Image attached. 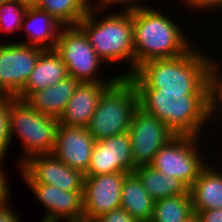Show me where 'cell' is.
<instances>
[{"mask_svg": "<svg viewBox=\"0 0 222 222\" xmlns=\"http://www.w3.org/2000/svg\"><path fill=\"white\" fill-rule=\"evenodd\" d=\"M19 168L26 183L50 184L64 191L83 190L84 174L53 154L31 156Z\"/></svg>", "mask_w": 222, "mask_h": 222, "instance_id": "cell-11", "label": "cell"}, {"mask_svg": "<svg viewBox=\"0 0 222 222\" xmlns=\"http://www.w3.org/2000/svg\"><path fill=\"white\" fill-rule=\"evenodd\" d=\"M127 173L84 176L83 222H94L100 216L121 206V192Z\"/></svg>", "mask_w": 222, "mask_h": 222, "instance_id": "cell-12", "label": "cell"}, {"mask_svg": "<svg viewBox=\"0 0 222 222\" xmlns=\"http://www.w3.org/2000/svg\"><path fill=\"white\" fill-rule=\"evenodd\" d=\"M9 126L11 142L18 135L23 144L24 157L18 165L37 154H52L59 126L57 118L41 114L25 101L10 96Z\"/></svg>", "mask_w": 222, "mask_h": 222, "instance_id": "cell-6", "label": "cell"}, {"mask_svg": "<svg viewBox=\"0 0 222 222\" xmlns=\"http://www.w3.org/2000/svg\"><path fill=\"white\" fill-rule=\"evenodd\" d=\"M113 83H80L58 119L59 124L68 127H87L100 97Z\"/></svg>", "mask_w": 222, "mask_h": 222, "instance_id": "cell-15", "label": "cell"}, {"mask_svg": "<svg viewBox=\"0 0 222 222\" xmlns=\"http://www.w3.org/2000/svg\"><path fill=\"white\" fill-rule=\"evenodd\" d=\"M120 207L138 222H149L151 219L154 200L134 172L124 178Z\"/></svg>", "mask_w": 222, "mask_h": 222, "instance_id": "cell-20", "label": "cell"}, {"mask_svg": "<svg viewBox=\"0 0 222 222\" xmlns=\"http://www.w3.org/2000/svg\"><path fill=\"white\" fill-rule=\"evenodd\" d=\"M91 3V0H42L38 8L67 27L77 26L88 13Z\"/></svg>", "mask_w": 222, "mask_h": 222, "instance_id": "cell-22", "label": "cell"}, {"mask_svg": "<svg viewBox=\"0 0 222 222\" xmlns=\"http://www.w3.org/2000/svg\"><path fill=\"white\" fill-rule=\"evenodd\" d=\"M207 164L189 187L195 213L201 210L222 209V172Z\"/></svg>", "mask_w": 222, "mask_h": 222, "instance_id": "cell-19", "label": "cell"}, {"mask_svg": "<svg viewBox=\"0 0 222 222\" xmlns=\"http://www.w3.org/2000/svg\"><path fill=\"white\" fill-rule=\"evenodd\" d=\"M137 107L138 94L134 84L128 77H119L100 97L86 128L96 141L124 134Z\"/></svg>", "mask_w": 222, "mask_h": 222, "instance_id": "cell-5", "label": "cell"}, {"mask_svg": "<svg viewBox=\"0 0 222 222\" xmlns=\"http://www.w3.org/2000/svg\"><path fill=\"white\" fill-rule=\"evenodd\" d=\"M27 6L18 0L0 4V32L13 33L22 29Z\"/></svg>", "mask_w": 222, "mask_h": 222, "instance_id": "cell-26", "label": "cell"}, {"mask_svg": "<svg viewBox=\"0 0 222 222\" xmlns=\"http://www.w3.org/2000/svg\"><path fill=\"white\" fill-rule=\"evenodd\" d=\"M112 173H132L133 164L131 142L128 133L110 137Z\"/></svg>", "mask_w": 222, "mask_h": 222, "instance_id": "cell-24", "label": "cell"}, {"mask_svg": "<svg viewBox=\"0 0 222 222\" xmlns=\"http://www.w3.org/2000/svg\"><path fill=\"white\" fill-rule=\"evenodd\" d=\"M26 184L47 210L41 222H83V190L64 191L50 184Z\"/></svg>", "mask_w": 222, "mask_h": 222, "instance_id": "cell-13", "label": "cell"}, {"mask_svg": "<svg viewBox=\"0 0 222 222\" xmlns=\"http://www.w3.org/2000/svg\"><path fill=\"white\" fill-rule=\"evenodd\" d=\"M62 27L47 12L38 7H28L22 23V29L26 32L28 39L21 44L55 49Z\"/></svg>", "mask_w": 222, "mask_h": 222, "instance_id": "cell-18", "label": "cell"}, {"mask_svg": "<svg viewBox=\"0 0 222 222\" xmlns=\"http://www.w3.org/2000/svg\"><path fill=\"white\" fill-rule=\"evenodd\" d=\"M10 96H0V161H3L11 146Z\"/></svg>", "mask_w": 222, "mask_h": 222, "instance_id": "cell-28", "label": "cell"}, {"mask_svg": "<svg viewBox=\"0 0 222 222\" xmlns=\"http://www.w3.org/2000/svg\"><path fill=\"white\" fill-rule=\"evenodd\" d=\"M135 167L147 166L175 134L157 117L137 107L127 131Z\"/></svg>", "mask_w": 222, "mask_h": 222, "instance_id": "cell-9", "label": "cell"}, {"mask_svg": "<svg viewBox=\"0 0 222 222\" xmlns=\"http://www.w3.org/2000/svg\"><path fill=\"white\" fill-rule=\"evenodd\" d=\"M198 140L200 138L194 136L175 135L157 152L150 166L165 176L179 178L190 187L207 164L199 152L200 147H196Z\"/></svg>", "mask_w": 222, "mask_h": 222, "instance_id": "cell-8", "label": "cell"}, {"mask_svg": "<svg viewBox=\"0 0 222 222\" xmlns=\"http://www.w3.org/2000/svg\"><path fill=\"white\" fill-rule=\"evenodd\" d=\"M143 1H147V0H97V2L95 0L94 1L95 3L91 4V6L95 4L93 7L99 9L103 13V10H107V8L109 9V6L110 7L114 5L117 6L119 3L122 5L125 4V8H123L125 12H133V11H137V10L148 7V6H144V4H141L143 3Z\"/></svg>", "mask_w": 222, "mask_h": 222, "instance_id": "cell-29", "label": "cell"}, {"mask_svg": "<svg viewBox=\"0 0 222 222\" xmlns=\"http://www.w3.org/2000/svg\"><path fill=\"white\" fill-rule=\"evenodd\" d=\"M27 7H38L42 0H18Z\"/></svg>", "mask_w": 222, "mask_h": 222, "instance_id": "cell-35", "label": "cell"}, {"mask_svg": "<svg viewBox=\"0 0 222 222\" xmlns=\"http://www.w3.org/2000/svg\"><path fill=\"white\" fill-rule=\"evenodd\" d=\"M197 214L201 222H222V209L201 210Z\"/></svg>", "mask_w": 222, "mask_h": 222, "instance_id": "cell-33", "label": "cell"}, {"mask_svg": "<svg viewBox=\"0 0 222 222\" xmlns=\"http://www.w3.org/2000/svg\"><path fill=\"white\" fill-rule=\"evenodd\" d=\"M215 61L216 60H212L207 71V102L209 120L211 117L218 116V113L219 116L220 114L222 115V113L219 112L221 110L220 105L222 106V76L220 77L219 74V61H216L217 63ZM215 112L217 113L216 116Z\"/></svg>", "mask_w": 222, "mask_h": 222, "instance_id": "cell-25", "label": "cell"}, {"mask_svg": "<svg viewBox=\"0 0 222 222\" xmlns=\"http://www.w3.org/2000/svg\"><path fill=\"white\" fill-rule=\"evenodd\" d=\"M44 50L21 42L0 44V96L20 93Z\"/></svg>", "mask_w": 222, "mask_h": 222, "instance_id": "cell-10", "label": "cell"}, {"mask_svg": "<svg viewBox=\"0 0 222 222\" xmlns=\"http://www.w3.org/2000/svg\"><path fill=\"white\" fill-rule=\"evenodd\" d=\"M55 50L65 63L68 76L81 83L115 82L119 78L115 76L110 80H100L96 77L104 61L97 55L87 35L78 25L61 28Z\"/></svg>", "mask_w": 222, "mask_h": 222, "instance_id": "cell-7", "label": "cell"}, {"mask_svg": "<svg viewBox=\"0 0 222 222\" xmlns=\"http://www.w3.org/2000/svg\"><path fill=\"white\" fill-rule=\"evenodd\" d=\"M183 222H201V219L198 216V214L194 212L190 217H188Z\"/></svg>", "mask_w": 222, "mask_h": 222, "instance_id": "cell-36", "label": "cell"}, {"mask_svg": "<svg viewBox=\"0 0 222 222\" xmlns=\"http://www.w3.org/2000/svg\"><path fill=\"white\" fill-rule=\"evenodd\" d=\"M94 222H138L122 207L116 208L97 218Z\"/></svg>", "mask_w": 222, "mask_h": 222, "instance_id": "cell-30", "label": "cell"}, {"mask_svg": "<svg viewBox=\"0 0 222 222\" xmlns=\"http://www.w3.org/2000/svg\"><path fill=\"white\" fill-rule=\"evenodd\" d=\"M138 107L160 119L175 135L200 137L208 118L207 92L136 89Z\"/></svg>", "mask_w": 222, "mask_h": 222, "instance_id": "cell-2", "label": "cell"}, {"mask_svg": "<svg viewBox=\"0 0 222 222\" xmlns=\"http://www.w3.org/2000/svg\"><path fill=\"white\" fill-rule=\"evenodd\" d=\"M67 76V68L61 55L55 49H45L16 98L24 101L33 92L52 87Z\"/></svg>", "mask_w": 222, "mask_h": 222, "instance_id": "cell-16", "label": "cell"}, {"mask_svg": "<svg viewBox=\"0 0 222 222\" xmlns=\"http://www.w3.org/2000/svg\"><path fill=\"white\" fill-rule=\"evenodd\" d=\"M96 140L86 127L59 124L52 154L70 168L86 174Z\"/></svg>", "mask_w": 222, "mask_h": 222, "instance_id": "cell-14", "label": "cell"}, {"mask_svg": "<svg viewBox=\"0 0 222 222\" xmlns=\"http://www.w3.org/2000/svg\"><path fill=\"white\" fill-rule=\"evenodd\" d=\"M194 48V49H193ZM209 53L193 47L181 56L154 59L140 65L128 78L136 89H160L162 92H207V71L212 62Z\"/></svg>", "mask_w": 222, "mask_h": 222, "instance_id": "cell-1", "label": "cell"}, {"mask_svg": "<svg viewBox=\"0 0 222 222\" xmlns=\"http://www.w3.org/2000/svg\"><path fill=\"white\" fill-rule=\"evenodd\" d=\"M3 161H0V205L5 204L9 200L10 187L7 183L8 178L6 179L5 169H3ZM2 165V166H1Z\"/></svg>", "mask_w": 222, "mask_h": 222, "instance_id": "cell-32", "label": "cell"}, {"mask_svg": "<svg viewBox=\"0 0 222 222\" xmlns=\"http://www.w3.org/2000/svg\"><path fill=\"white\" fill-rule=\"evenodd\" d=\"M80 83L67 76L52 87L33 92L24 101L39 113L59 119Z\"/></svg>", "mask_w": 222, "mask_h": 222, "instance_id": "cell-17", "label": "cell"}, {"mask_svg": "<svg viewBox=\"0 0 222 222\" xmlns=\"http://www.w3.org/2000/svg\"><path fill=\"white\" fill-rule=\"evenodd\" d=\"M14 0H0V4H4V3H8V2H12Z\"/></svg>", "mask_w": 222, "mask_h": 222, "instance_id": "cell-38", "label": "cell"}, {"mask_svg": "<svg viewBox=\"0 0 222 222\" xmlns=\"http://www.w3.org/2000/svg\"><path fill=\"white\" fill-rule=\"evenodd\" d=\"M194 213L190 194L154 201L149 222H183Z\"/></svg>", "mask_w": 222, "mask_h": 222, "instance_id": "cell-23", "label": "cell"}, {"mask_svg": "<svg viewBox=\"0 0 222 222\" xmlns=\"http://www.w3.org/2000/svg\"><path fill=\"white\" fill-rule=\"evenodd\" d=\"M182 1L186 6H188L193 0H180Z\"/></svg>", "mask_w": 222, "mask_h": 222, "instance_id": "cell-37", "label": "cell"}, {"mask_svg": "<svg viewBox=\"0 0 222 222\" xmlns=\"http://www.w3.org/2000/svg\"><path fill=\"white\" fill-rule=\"evenodd\" d=\"M134 173L154 201L176 195L190 194L189 187L176 177H168L150 165L134 169Z\"/></svg>", "mask_w": 222, "mask_h": 222, "instance_id": "cell-21", "label": "cell"}, {"mask_svg": "<svg viewBox=\"0 0 222 222\" xmlns=\"http://www.w3.org/2000/svg\"><path fill=\"white\" fill-rule=\"evenodd\" d=\"M150 7L133 11L134 72L147 61L175 58L193 47L178 22Z\"/></svg>", "mask_w": 222, "mask_h": 222, "instance_id": "cell-3", "label": "cell"}, {"mask_svg": "<svg viewBox=\"0 0 222 222\" xmlns=\"http://www.w3.org/2000/svg\"><path fill=\"white\" fill-rule=\"evenodd\" d=\"M98 12L99 9L91 6L78 26L104 62L127 61L130 71L118 76L129 77L134 73L133 12L106 13L101 19L96 18Z\"/></svg>", "mask_w": 222, "mask_h": 222, "instance_id": "cell-4", "label": "cell"}, {"mask_svg": "<svg viewBox=\"0 0 222 222\" xmlns=\"http://www.w3.org/2000/svg\"><path fill=\"white\" fill-rule=\"evenodd\" d=\"M11 209L8 202L0 205V222H20L18 215Z\"/></svg>", "mask_w": 222, "mask_h": 222, "instance_id": "cell-34", "label": "cell"}, {"mask_svg": "<svg viewBox=\"0 0 222 222\" xmlns=\"http://www.w3.org/2000/svg\"><path fill=\"white\" fill-rule=\"evenodd\" d=\"M188 7L190 9L199 10L204 12L205 11H211V9H217V11L221 8L222 9V0H193Z\"/></svg>", "mask_w": 222, "mask_h": 222, "instance_id": "cell-31", "label": "cell"}, {"mask_svg": "<svg viewBox=\"0 0 222 222\" xmlns=\"http://www.w3.org/2000/svg\"><path fill=\"white\" fill-rule=\"evenodd\" d=\"M112 173L110 137L97 140L94 144L91 163L84 176Z\"/></svg>", "mask_w": 222, "mask_h": 222, "instance_id": "cell-27", "label": "cell"}]
</instances>
